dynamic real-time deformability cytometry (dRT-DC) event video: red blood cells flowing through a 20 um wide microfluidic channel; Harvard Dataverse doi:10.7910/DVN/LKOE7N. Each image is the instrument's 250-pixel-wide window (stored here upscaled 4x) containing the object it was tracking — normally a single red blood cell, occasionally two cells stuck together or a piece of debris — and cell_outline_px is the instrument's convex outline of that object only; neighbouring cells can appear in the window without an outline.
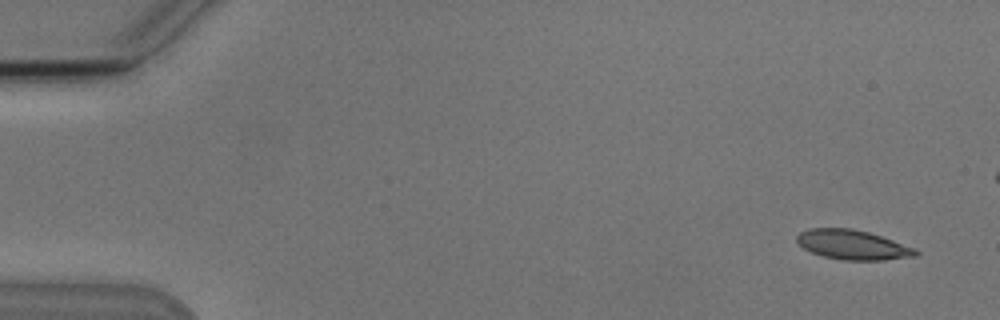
{"species": "Egyptian fruit bat (a non-hibernating species)", "species_latin": "Rousettus aegyptiacus", "temperature_condition": "cold", "stored_images_in_passage": 5, "camera_frame_rate_fps": 3000, "um_per_image_px": 0.085, "animal": {"sex": "male"}, "frame": {"image": 1, "passage_image": 1, "time_ms": 0.0, "image_size_px": [1000, 320], "cell_outline_px": [[920, 252], [916, 256], [884, 260], [840, 260], [824, 256], [812, 252], [796, 244], [796, 236], [800, 232], [812, 228], [852, 228], [868, 232], [916, 248]], "centroid_in_image_um": [72.47, 20.81], "position_along_channel_um": 12.5, "area_um2": 20.52}}